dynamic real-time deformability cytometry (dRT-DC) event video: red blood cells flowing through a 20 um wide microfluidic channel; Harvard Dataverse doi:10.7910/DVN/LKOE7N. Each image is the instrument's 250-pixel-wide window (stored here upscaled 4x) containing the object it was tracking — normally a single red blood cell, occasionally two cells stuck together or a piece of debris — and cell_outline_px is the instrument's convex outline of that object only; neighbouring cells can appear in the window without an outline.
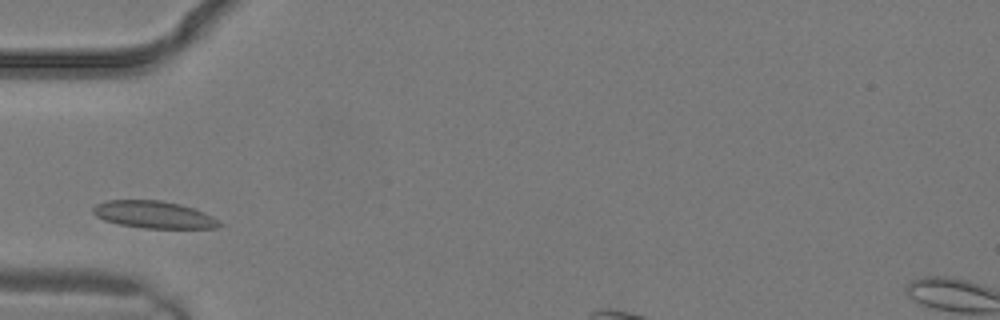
{"species": "common noctule bat (a hibernating species)", "species_latin": "Nyctalus noctula", "temperature_condition": "warm", "stored_images_in_passage": 2, "camera_frame_rate_fps": 3000, "um_per_image_px": 0.085, "animal": {"sex": "male", "body_mass_g": 19.2, "forearm_length_mm": 51.8}, "frame": {"image": 1, "passage_image": 1, "time_ms": 0.0, "image_size_px": [1000, 320], "cell_outline_px": [[224, 224], [216, 228], [144, 228], [120, 224], [104, 220], [96, 216], [92, 212], [92, 208], [96, 204], [108, 200], [160, 200], [180, 204], [204, 212], [220, 220]], "centroid_in_image_um": [13.09, 18.24], "position_along_channel_um": 71.9, "area_um2": 20.06}}
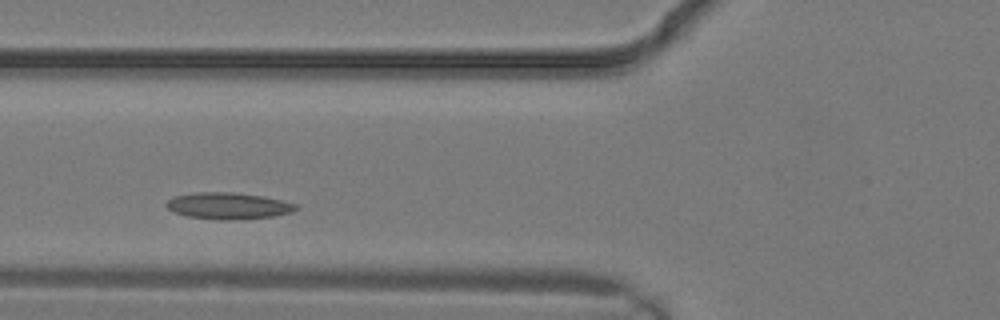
{"frame": {"image": 2, "passage_image": 2, "time_ms": 0.333, "image_size_px": [1000, 320], "cell_outline_px": [[300, 208], [292, 212], [272, 216], [228, 220], [220, 220], [188, 216], [172, 212], [164, 204], [172, 196], [196, 192], [232, 192], [264, 196], [296, 204]], "centroid_in_image_um": [19.37, 17.48], "position_along_channel_um": 106.4, "area_um2": 20.06}}